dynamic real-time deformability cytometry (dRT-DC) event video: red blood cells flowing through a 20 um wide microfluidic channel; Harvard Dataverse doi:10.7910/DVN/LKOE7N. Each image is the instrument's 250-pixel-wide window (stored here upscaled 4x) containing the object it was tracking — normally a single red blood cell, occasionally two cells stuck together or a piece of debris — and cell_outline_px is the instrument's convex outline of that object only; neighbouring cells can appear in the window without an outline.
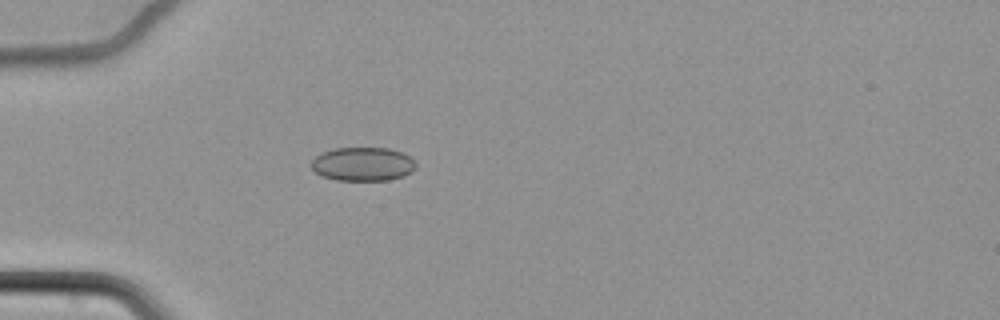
{"species": "common noctule bat (a hibernating species)", "species_latin": "Nyctalus noctula", "temperature_condition": "cold", "stored_images_in_passage": 47, "camera_frame_rate_fps": 3000, "um_per_image_px": 0.085, "animal": {"sex": "female", "body_mass_g": 22.7, "forearm_length_mm": 54.2}, "frame": {"image": 1, "passage_image": 5, "time_ms": 1.333, "image_size_px": [1000, 320], "cell_outline_px": [[416, 168], [412, 172], [404, 176], [388, 180], [336, 180], [320, 176], [312, 168], [312, 160], [316, 156], [324, 152], [336, 148], [388, 148], [404, 152], [416, 164]], "centroid_in_image_um": [30.86, 13.95], "position_along_channel_um": 54.1, "area_um2": 20.58}}
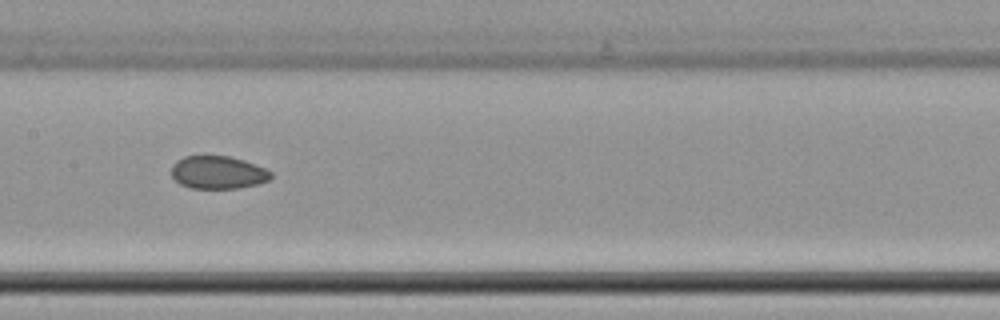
{"frame": {"image": 2, "passage_image": 18, "time_ms": 5.667, "image_size_px": [1000, 320], "cell_outline_px": [[272, 176], [268, 180], [256, 184], [240, 188], [192, 188], [180, 184], [172, 176], [172, 164], [176, 160], [184, 156], [228, 156], [244, 160], [264, 168], [272, 172]], "centroid_in_image_um": [18.51, 14.65], "position_along_channel_um": 188.9, "area_um2": 18.96}}
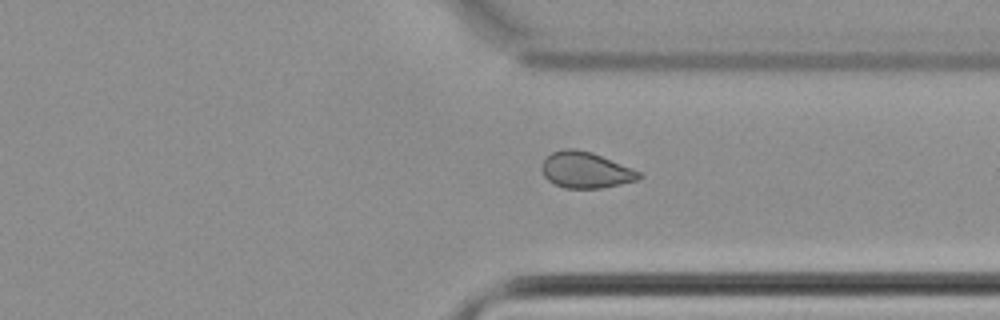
{"frame": {"image": 3, "passage_image": 33, "time_ms": 10.667, "image_size_px": [1000, 320], "cell_outline_px": [[644, 176], [636, 180], [620, 184], [600, 188], [564, 188], [548, 180], [544, 176], [540, 168], [544, 160], [552, 152], [564, 148], [576, 148], [592, 152], [632, 168], [640, 172]], "centroid_in_image_um": [49.77, 14.44], "position_along_channel_um": 361.6, "area_um2": 20.46}, "authors_computed_cell_mechanics": {"area_um2": 20.4612, "velocity_mm_per_s": 3.4436, "shape_relaxation_time_tau1_ms": null, "shape_relaxation_time_tau2_ms": 3.9914, "deformation_change_tau1": null, "deformation_change_tau2": 0.0683}}